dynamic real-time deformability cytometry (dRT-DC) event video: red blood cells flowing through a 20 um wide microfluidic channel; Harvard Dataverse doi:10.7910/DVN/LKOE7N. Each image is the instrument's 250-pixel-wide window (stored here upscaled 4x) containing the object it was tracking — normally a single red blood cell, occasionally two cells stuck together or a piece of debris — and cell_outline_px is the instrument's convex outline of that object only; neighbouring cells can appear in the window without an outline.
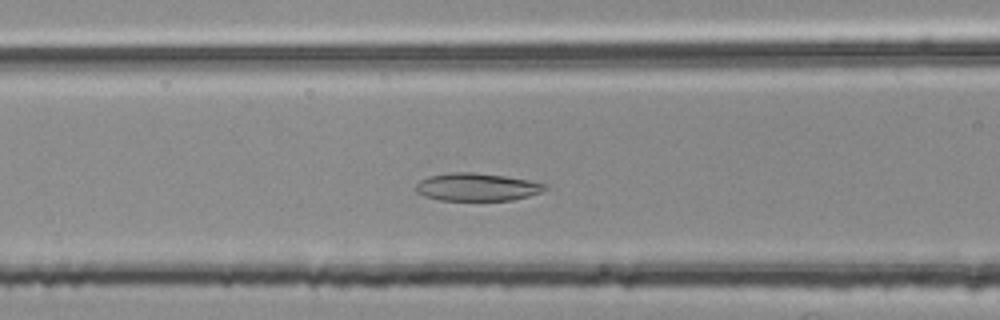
{"species": "common noctule bat (a hibernating species)", "species_latin": "Nyctalus noctula", "temperature_condition": "room temperature", "stored_images_in_passage": 45, "camera_frame_rate_fps": 3000, "um_per_image_px": 0.085, "animal": {"sex": "female", "body_mass_g": 25.1}, "frame": {"image": 1, "passage_image": 17, "time_ms": 5.333, "image_size_px": [1000, 320], "cell_outline_px": [[548, 188], [540, 192], [528, 196], [512, 200], [440, 200], [424, 196], [416, 192], [416, 184], [420, 180], [428, 176], [448, 172], [472, 172], [504, 176], [528, 180], [548, 184]], "centroid_in_image_um": [40.52, 15.89], "position_along_channel_um": 126.1, "area_um2": 20.92}}
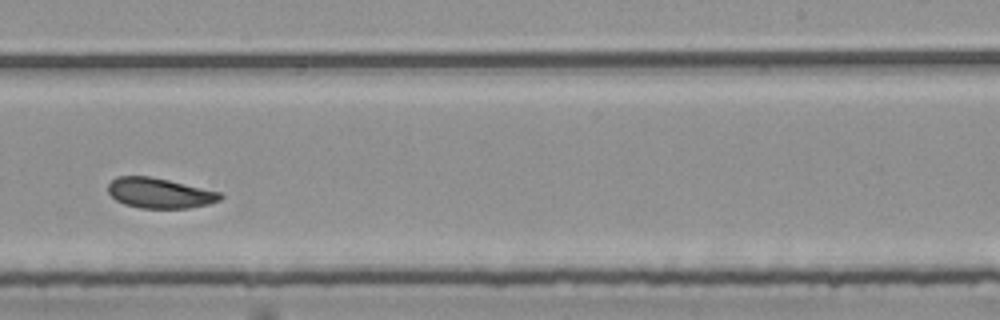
{"frame": {"image": 2, "passage_image": 29, "time_ms": 9.333, "image_size_px": [1000, 320], "cell_outline_px": [[224, 196], [220, 200], [208, 204], [188, 208], [140, 208], [124, 204], [116, 200], [108, 192], [108, 184], [116, 176], [148, 176], [168, 180], [220, 192]], "centroid_in_image_um": [13.55, 16.41], "position_along_channel_um": 275.4, "area_um2": 19.65}}
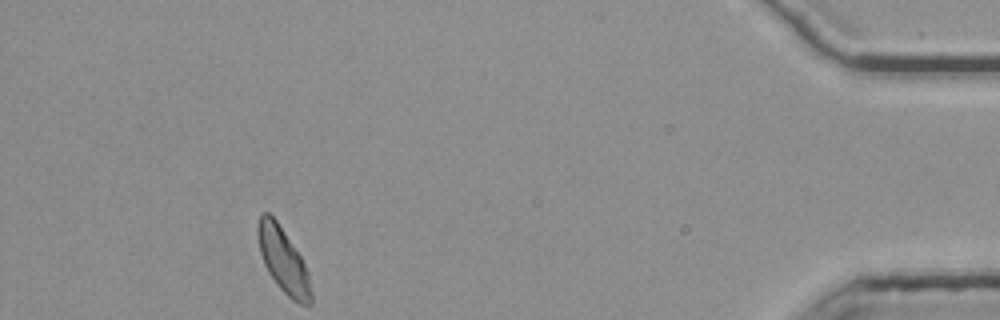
{"frame": {"image": 3, "passage_image": 45, "time_ms": 14.667, "image_size_px": [1000, 320], "cell_outline_px": [[312, 304], [300, 304], [292, 300], [276, 284], [268, 272], [264, 264], [260, 252], [256, 232], [256, 228], [260, 212], [268, 212], [276, 220], [300, 256], [308, 272], [312, 292]], "centroid_in_image_um": [24.05, 22.12], "position_along_channel_um": 411.1, "area_um2": 20.06}, "authors_computed_cell_mechanics": {"area_um2": 20.519, "velocity_mm_per_s": 3.7482, "shape_relaxation_time_tau1_ms": null, "shape_relaxation_time_tau2_ms": 6.2755, "deformation_change_tau1": null, "deformation_change_tau2": 0.1136}}